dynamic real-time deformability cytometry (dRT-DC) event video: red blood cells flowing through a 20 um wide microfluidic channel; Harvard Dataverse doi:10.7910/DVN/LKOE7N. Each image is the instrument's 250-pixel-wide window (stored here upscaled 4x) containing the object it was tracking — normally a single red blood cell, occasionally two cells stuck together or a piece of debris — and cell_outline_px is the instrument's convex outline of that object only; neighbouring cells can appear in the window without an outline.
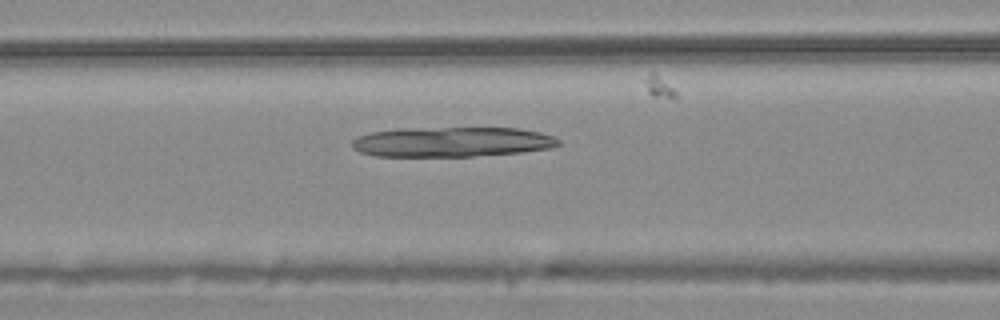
{"species": "common noctule bat (a hibernating species)", "species_latin": "Nyctalus noctula", "temperature_condition": "warm", "stored_images_in_passage": 38, "camera_frame_rate_fps": 3000, "um_per_image_px": 0.085, "animal": {"sex": "male", "body_mass_g": 20.4}, "frame": {"image": 1, "passage_image": 11, "time_ms": 3.333, "image_size_px": [1000, 320], "cell_outline_px": [[560, 144], [552, 148], [520, 152], [472, 156], [376, 156], [360, 152], [352, 148], [352, 140], [356, 136], [372, 132], [396, 128], [520, 128], [540, 132], [552, 136], [560, 140]], "centroid_in_image_um": [38.39, 12.05], "position_along_channel_um": 128.2, "area_um2": 36.13}}
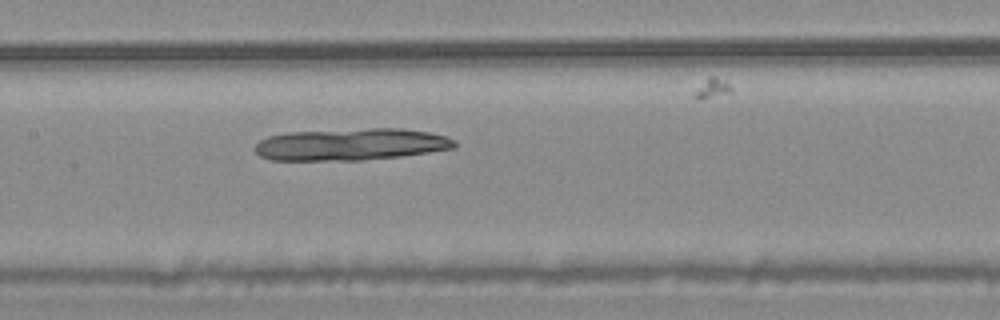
{"frame": {"image": 2, "passage_image": 15, "time_ms": 4.667, "image_size_px": [1000, 320], "cell_outline_px": [[456, 148], [400, 156], [364, 160], [272, 160], [260, 156], [252, 148], [260, 140], [268, 136], [288, 132], [372, 128], [400, 128], [428, 132], [444, 136], [452, 140], [456, 144]], "centroid_in_image_um": [29.78, 12.27], "position_along_channel_um": 177.6, "area_um2": 37.11}}